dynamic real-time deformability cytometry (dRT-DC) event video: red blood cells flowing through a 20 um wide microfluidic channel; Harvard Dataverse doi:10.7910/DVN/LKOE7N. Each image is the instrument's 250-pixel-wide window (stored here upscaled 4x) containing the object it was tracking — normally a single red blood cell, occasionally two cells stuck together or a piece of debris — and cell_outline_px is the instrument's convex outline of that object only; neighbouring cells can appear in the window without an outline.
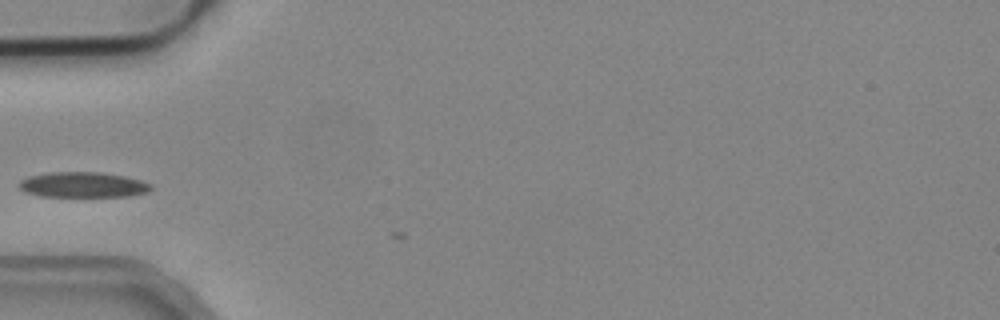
{"species": "common noctule bat (a hibernating species)", "species_latin": "Nyctalus noctula", "temperature_condition": "cold", "stored_images_in_passage": 3, "camera_frame_rate_fps": 3000, "um_per_image_px": 0.085, "animal": {"sex": "male", "body_mass_g": 19.2, "forearm_length_mm": 51.8}, "frame": {"image": 1, "passage_image": 2, "time_ms": 0.333, "image_size_px": [1000, 320], "cell_outline_px": [[152, 188], [148, 192], [128, 196], [40, 196], [28, 192], [20, 188], [20, 180], [28, 176], [48, 172], [100, 172], [124, 176], [140, 180], [152, 184]], "centroid_in_image_um": [7.07, 15.69], "position_along_channel_um": 77.9, "area_um2": 19.36}}